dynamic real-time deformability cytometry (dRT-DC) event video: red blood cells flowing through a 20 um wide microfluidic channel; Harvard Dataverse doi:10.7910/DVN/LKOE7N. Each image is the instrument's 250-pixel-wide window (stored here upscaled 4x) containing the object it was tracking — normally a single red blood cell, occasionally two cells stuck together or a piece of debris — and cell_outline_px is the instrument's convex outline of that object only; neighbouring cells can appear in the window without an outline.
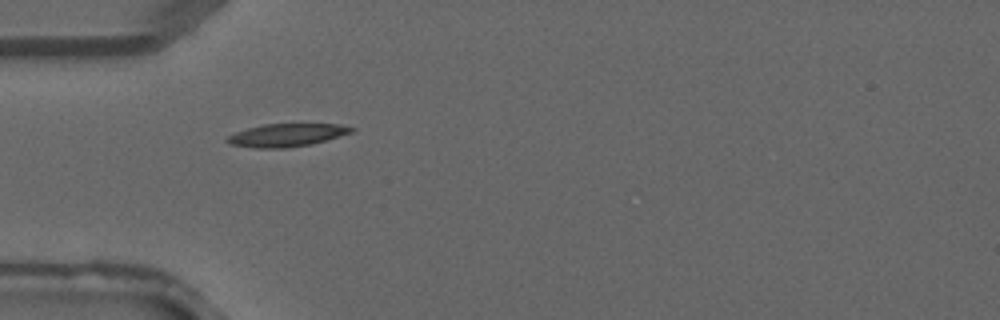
{"species": "common noctule bat (a hibernating species)", "species_latin": "Nyctalus noctula", "temperature_condition": "warm", "stored_images_in_passage": 39, "camera_frame_rate_fps": 3000, "um_per_image_px": 0.085, "animal": {"sex": "male", "forearm_length_mm": 52.5}, "frame": {"image": 1, "passage_image": 12, "time_ms": 3.667, "image_size_px": [1000, 320], "cell_outline_px": [[356, 128], [352, 132], [312, 144], [284, 148], [256, 148], [232, 144], [224, 140], [228, 136], [236, 132], [248, 128], [264, 124], [336, 124]], "centroid_in_image_um": [24.36, 11.48], "position_along_channel_um": 60.6, "area_um2": 16.36}}
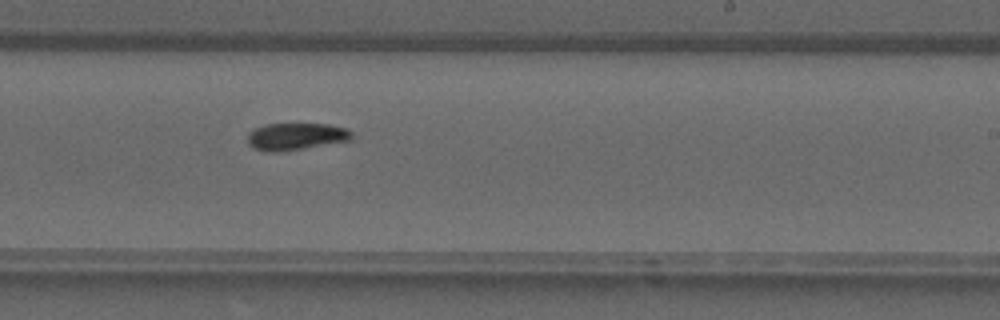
{"frame": {"image": 2, "passage_image": 24, "time_ms": 7.667, "image_size_px": [1000, 320], "cell_outline_px": [[352, 140], [284, 152], [268, 152], [252, 148], [248, 144], [248, 132], [264, 124], [328, 124], [348, 128], [352, 132]], "centroid_in_image_um": [25.16, 11.61], "position_along_channel_um": 263.8, "area_um2": 16.76}}
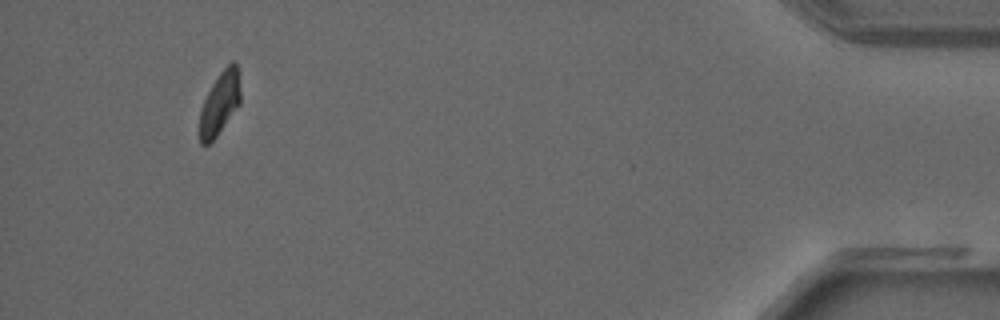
{"frame": {"image": 3, "passage_image": 37, "time_ms": 12.0, "image_size_px": [1000, 320], "cell_outline_px": [[240, 104], [216, 136], [208, 144], [200, 144], [200, 108], [212, 84], [220, 72], [232, 60], [236, 64], [240, 92]], "centroid_in_image_um": [18.67, 8.78], "position_along_channel_um": 416.5, "area_um2": 14.62}}